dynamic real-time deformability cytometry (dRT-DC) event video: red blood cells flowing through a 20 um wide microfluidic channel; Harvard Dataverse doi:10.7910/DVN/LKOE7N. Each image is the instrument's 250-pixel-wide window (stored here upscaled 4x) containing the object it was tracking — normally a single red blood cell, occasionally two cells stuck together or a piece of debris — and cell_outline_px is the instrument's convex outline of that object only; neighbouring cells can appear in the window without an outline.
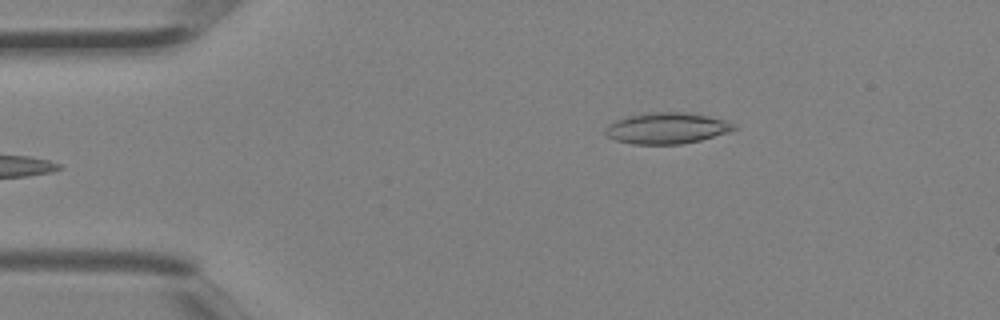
{"species": "Egyptian fruit bat (a non-hibernating species)", "species_latin": "Rousettus aegyptiacus", "temperature_condition": "room temperature", "stored_images_in_passage": 3, "camera_frame_rate_fps": 3000, "um_per_image_px": 0.085, "animal": {"sex": "female"}, "frame": {"image": 1, "passage_image": 3, "time_ms": 0.667, "image_size_px": [1000, 320], "cell_outline_px": [[736, 128], [728, 132], [700, 140], [680, 144], [632, 144], [616, 140], [608, 136], [604, 132], [604, 128], [608, 124], [616, 120], [628, 116], [652, 112], [688, 112], [708, 116], [724, 120], [736, 124]], "centroid_in_image_um": [56.66, 10.89], "position_along_channel_um": 28.3, "area_um2": 23.24}}